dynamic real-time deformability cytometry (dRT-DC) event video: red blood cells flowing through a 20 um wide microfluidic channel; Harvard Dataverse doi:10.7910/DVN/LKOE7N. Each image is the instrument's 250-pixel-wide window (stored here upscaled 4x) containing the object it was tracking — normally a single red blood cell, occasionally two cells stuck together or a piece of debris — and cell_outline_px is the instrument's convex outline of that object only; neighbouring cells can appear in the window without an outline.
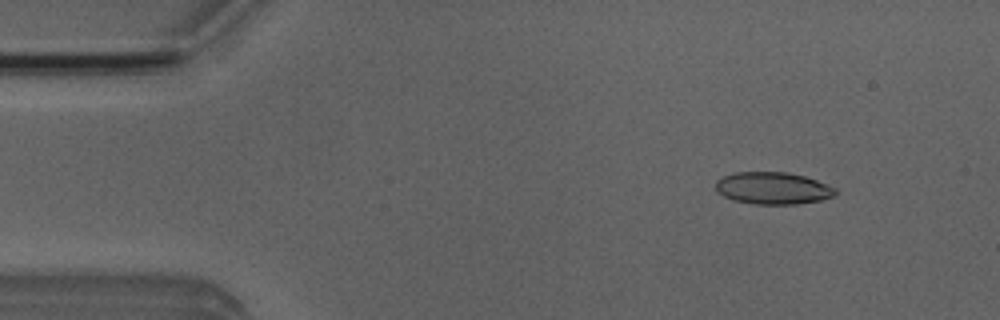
{"species": "Egyptian fruit bat (a non-hibernating species)", "species_latin": "Rousettus aegyptiacus", "temperature_condition": "room temperature", "stored_images_in_passage": 6, "camera_frame_rate_fps": 3000, "um_per_image_px": 0.085, "animal": {"sex": "male"}, "frame": {"image": 1, "passage_image": 2, "time_ms": 1.333, "image_size_px": [1000, 320], "cell_outline_px": [[836, 196], [820, 200], [796, 204], [756, 204], [732, 200], [716, 192], [716, 180], [724, 176], [736, 172], [788, 172], [804, 176], [816, 180], [836, 188]], "centroid_in_image_um": [65.69, 16.0], "position_along_channel_um": 19.3, "area_um2": 22.43}}